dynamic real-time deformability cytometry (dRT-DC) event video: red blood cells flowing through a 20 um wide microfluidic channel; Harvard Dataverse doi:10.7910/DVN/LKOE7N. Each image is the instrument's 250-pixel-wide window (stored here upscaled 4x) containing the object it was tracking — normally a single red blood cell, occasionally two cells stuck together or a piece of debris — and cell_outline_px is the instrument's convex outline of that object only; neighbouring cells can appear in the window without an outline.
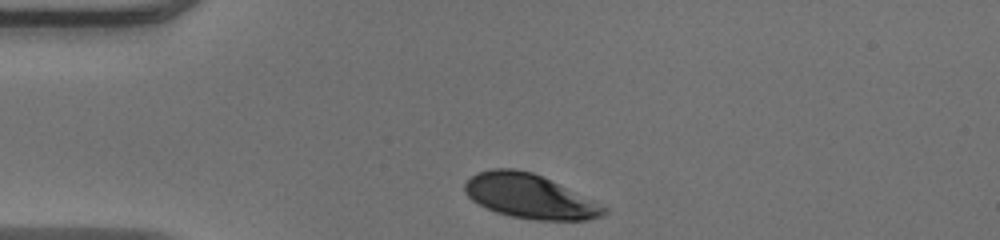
{"species": "human", "species_latin": "Homo sapiens", "temperature_condition": "warm", "stored_images_in_passage": 31, "camera_frame_rate_fps": 3000, "um_per_image_px": 0.085, "donor": {"sex": "male"}, "frame": {"image": 1, "passage_image": 1, "time_ms": 0.0, "image_size_px": [1000, 240], "cell_outline_px": [[608, 212], [600, 216], [588, 220], [536, 220], [512, 216], [496, 212], [472, 200], [464, 192], [464, 184], [476, 172], [492, 168], [512, 168], [532, 172], [592, 200], [608, 208]], "centroid_in_image_um": [44.99, 16.68], "position_along_channel_um": 40.0, "area_um2": 35.37}}
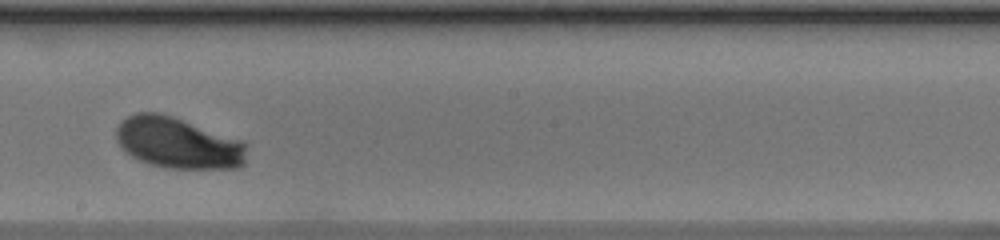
{"frame": {"image": 2, "passage_image": 18, "time_ms": 5.667, "image_size_px": [1000, 240], "cell_outline_px": [[248, 144], [244, 164], [240, 168], [168, 168], [152, 164], [140, 160], [132, 156], [120, 148], [116, 140], [116, 128], [120, 120], [136, 112], [160, 112], [244, 140]], "centroid_in_image_um": [15.14, 12.13], "position_along_channel_um": 233.1, "area_um2": 39.36}}
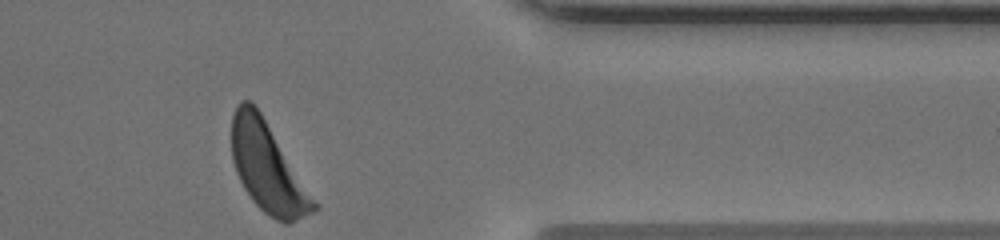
{"frame": {"image": 3, "passage_image": 31, "time_ms": 10.0, "image_size_px": [1000, 240], "cell_outline_px": [[320, 208], [288, 224], [284, 224], [276, 220], [264, 212], [252, 200], [244, 188], [236, 172], [232, 160], [232, 116], [236, 104], [240, 100], [252, 100], [260, 112], [320, 204]], "centroid_in_image_um": [22.77, 14.26], "position_along_channel_um": 388.6, "area_um2": 42.83}, "authors_computed_cell_mechanics": {"area_um2": 38.9572, "velocity_mm_per_s": 3.9849, "shape_relaxation_time_tau1_ms": 2.0521, "shape_relaxation_time_tau2_ms": null, "deformation_change_tau1": 0.136, "deformation_change_tau2": null}}